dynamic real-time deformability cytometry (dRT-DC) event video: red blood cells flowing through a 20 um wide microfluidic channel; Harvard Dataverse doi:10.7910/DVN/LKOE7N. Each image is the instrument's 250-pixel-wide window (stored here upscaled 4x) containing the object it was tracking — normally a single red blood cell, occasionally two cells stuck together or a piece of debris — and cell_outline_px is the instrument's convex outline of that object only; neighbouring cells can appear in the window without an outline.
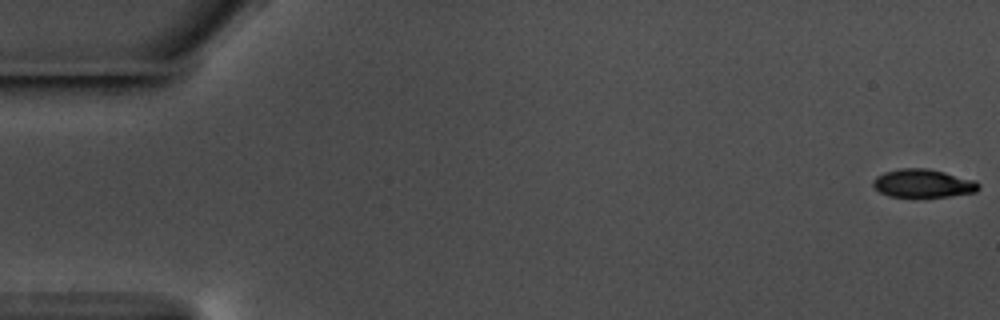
{"species": "common noctule bat (a hibernating species)", "species_latin": "Nyctalus noctula", "temperature_condition": "warm", "stored_images_in_passage": 58, "camera_frame_rate_fps": 3000, "um_per_image_px": 0.085, "animal": {"sex": "male", "body_mass_g": 17.5, "forearm_length_mm": 52.3}, "frame": {"image": 1, "passage_image": 1, "time_ms": 0.0, "image_size_px": [1000, 320], "cell_outline_px": [[980, 188], [976, 192], [948, 196], [888, 196], [880, 192], [872, 184], [872, 180], [876, 176], [884, 172], [900, 168], [928, 168], [976, 180], [980, 184]], "centroid_in_image_um": [78.47, 15.57], "position_along_channel_um": 6.5, "area_um2": 17.34}}
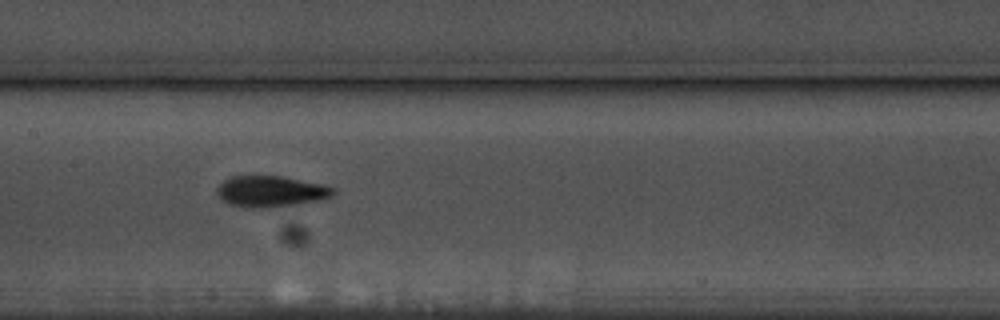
{"frame": {"image": 2, "passage_image": 29, "time_ms": 9.333, "image_size_px": [1000, 320], "cell_outline_px": [[336, 192], [332, 196], [300, 204], [272, 208], [252, 208], [228, 204], [220, 200], [216, 192], [216, 188], [224, 180], [232, 176], [280, 176], [324, 184], [336, 188]], "centroid_in_image_um": [23.01, 16.28], "position_along_channel_um": 184.4, "area_um2": 21.33}}
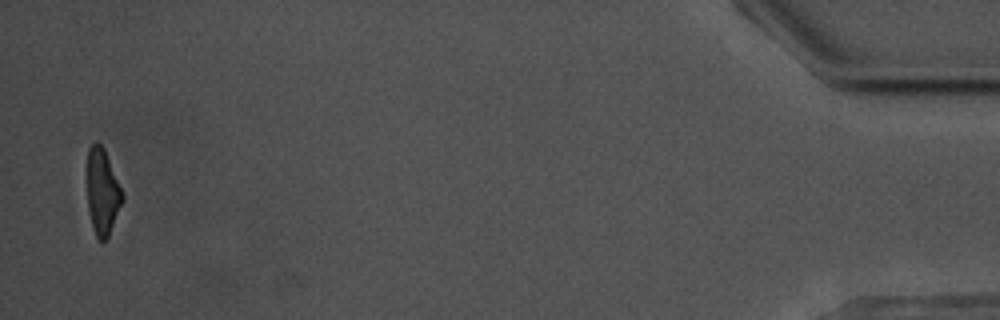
{"frame": {"image": 3, "passage_image": 57, "time_ms": 18.667, "image_size_px": [1000, 320], "cell_outline_px": [[124, 196], [108, 236], [104, 240], [100, 240], [96, 236], [92, 228], [88, 208], [84, 180], [84, 172], [88, 148], [92, 144], [100, 144], [104, 148]], "centroid_in_image_um": [8.62, 16.24], "position_along_channel_um": 426.6, "area_um2": 18.03}, "authors_computed_cell_mechanics": {"area_um2": 19.0451, "velocity_mm_per_s": 3.573, "shape_relaxation_time_tau1_ms": 3.1469, "shape_relaxation_time_tau2_ms": 2.093, "deformation_change_tau1": 0.1468, "deformation_change_tau2": 0.0788}}